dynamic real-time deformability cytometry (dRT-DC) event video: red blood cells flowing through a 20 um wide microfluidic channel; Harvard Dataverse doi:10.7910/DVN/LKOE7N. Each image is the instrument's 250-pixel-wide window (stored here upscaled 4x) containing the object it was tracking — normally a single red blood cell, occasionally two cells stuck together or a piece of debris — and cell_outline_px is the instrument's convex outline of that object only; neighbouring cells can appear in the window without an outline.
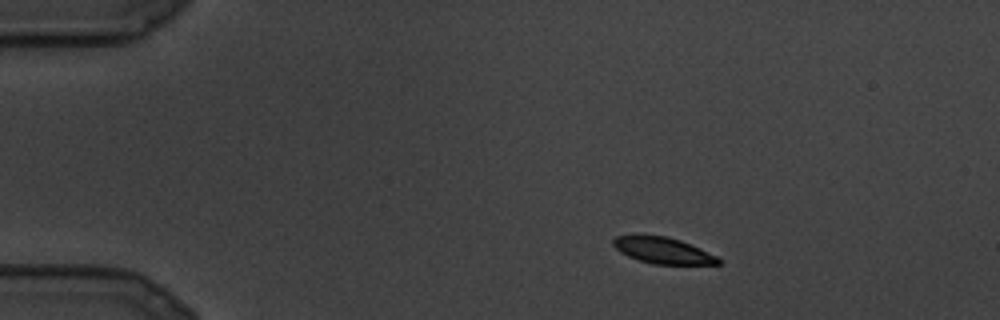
{"species": "common noctule bat (a hibernating species)", "species_latin": "Nyctalus noctula", "temperature_condition": "cold", "stored_images_in_passage": 6, "segment_of_instrument_passage": [1, 2], "camera_frame_rate_fps": 3000, "um_per_image_px": 0.085, "animal": {"sex": "male", "body_mass_g": 19.5, "forearm_length_mm": 54.6}, "frame": {"image": 1, "passage_image": 1, "time_ms": 0.0, "image_size_px": [1000, 320], "cell_outline_px": [[724, 260], [720, 264], [652, 264], [628, 256], [620, 252], [612, 244], [612, 240], [616, 236], [632, 232], [640, 232], [668, 236], [680, 240], [700, 248]], "centroid_in_image_um": [56.28, 21.23], "position_along_channel_um": 28.7, "area_um2": 16.76}}
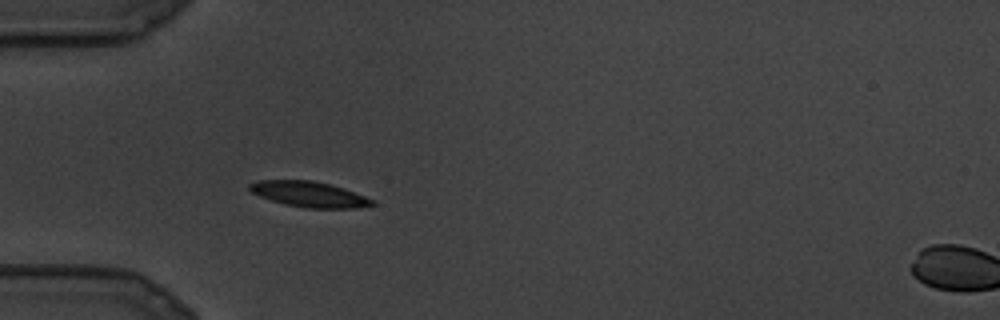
{"frame": {"image": 2, "passage_image": 5, "time_ms": 1.333, "image_size_px": [1000, 320], "cell_outline_px": [[376, 204], [356, 208], [308, 208], [284, 204], [260, 196], [252, 192], [248, 188], [248, 184], [260, 180], [312, 180], [344, 188], [376, 200]], "centroid_in_image_um": [26.31, 16.51], "position_along_channel_um": 58.7, "area_um2": 18.21}}